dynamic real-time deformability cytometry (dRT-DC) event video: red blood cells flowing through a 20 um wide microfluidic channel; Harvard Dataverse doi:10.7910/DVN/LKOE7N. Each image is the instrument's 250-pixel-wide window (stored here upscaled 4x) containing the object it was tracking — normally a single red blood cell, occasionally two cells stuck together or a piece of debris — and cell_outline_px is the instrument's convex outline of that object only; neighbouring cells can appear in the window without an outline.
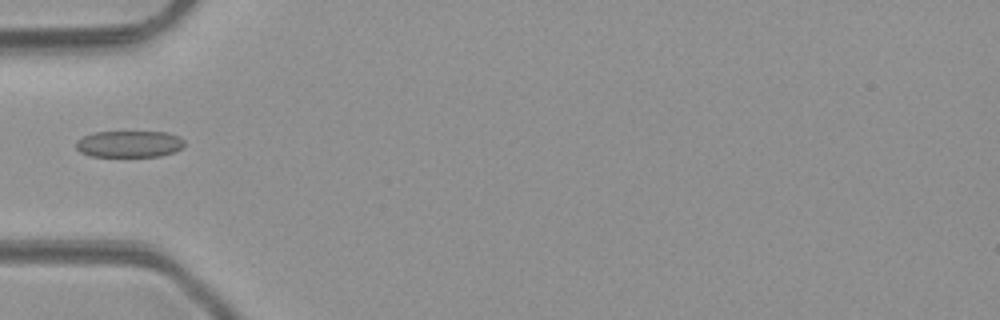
{"species": "common noctule bat (a hibernating species)", "species_latin": "Nyctalus noctula", "temperature_condition": "room temperature", "stored_images_in_passage": 3, "camera_frame_rate_fps": 3000, "um_per_image_px": 0.085, "animal": {"sex": "male", "body_mass_g": 23.1, "forearm_length_mm": 52.7}, "frame": {"image": 1, "passage_image": 3, "time_ms": 2.0, "image_size_px": [1000, 320], "cell_outline_px": [[184, 144], [176, 152], [160, 156], [88, 156], [80, 152], [76, 148], [76, 140], [84, 136], [96, 132], [168, 132], [184, 140]], "centroid_in_image_um": [10.97, 12.24], "position_along_channel_um": 74.0, "area_um2": 16.76}}